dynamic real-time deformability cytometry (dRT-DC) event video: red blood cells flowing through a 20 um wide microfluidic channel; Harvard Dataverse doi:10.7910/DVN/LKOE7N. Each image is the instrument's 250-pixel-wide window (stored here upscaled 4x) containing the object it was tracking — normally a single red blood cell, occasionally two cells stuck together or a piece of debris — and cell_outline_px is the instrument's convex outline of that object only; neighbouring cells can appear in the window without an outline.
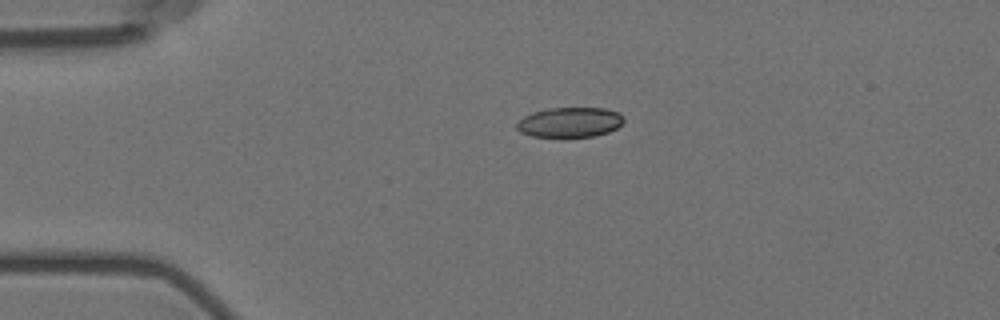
{"species": "Egyptian fruit bat (a non-hibernating species)", "species_latin": "Rousettus aegyptiacus", "temperature_condition": "room temperature", "stored_images_in_passage": 2, "camera_frame_rate_fps": 3000, "um_per_image_px": 0.085, "animal": {"sex": "female"}, "frame": {"image": 1, "passage_image": 1, "time_ms": 0.0, "image_size_px": [1000, 320], "cell_outline_px": [[624, 120], [616, 128], [608, 132], [592, 136], [564, 140], [532, 136], [520, 132], [516, 128], [516, 124], [524, 116], [532, 112], [548, 108], [604, 108], [620, 112]], "centroid_in_image_um": [48.4, 10.43], "position_along_channel_um": 36.6, "area_um2": 19.36}}